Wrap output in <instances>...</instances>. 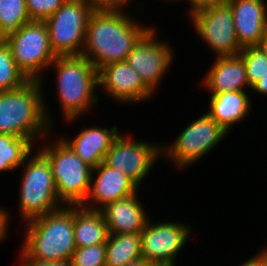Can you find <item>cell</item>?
<instances>
[{
    "label": "cell",
    "mask_w": 267,
    "mask_h": 266,
    "mask_svg": "<svg viewBox=\"0 0 267 266\" xmlns=\"http://www.w3.org/2000/svg\"><path fill=\"white\" fill-rule=\"evenodd\" d=\"M188 18L196 35L214 52V57L235 56L242 50L228 3L204 8Z\"/></svg>",
    "instance_id": "12"
},
{
    "label": "cell",
    "mask_w": 267,
    "mask_h": 266,
    "mask_svg": "<svg viewBox=\"0 0 267 266\" xmlns=\"http://www.w3.org/2000/svg\"><path fill=\"white\" fill-rule=\"evenodd\" d=\"M129 6L96 7L91 13L81 55L98 71L104 65L125 61L138 40L153 26L141 24Z\"/></svg>",
    "instance_id": "1"
},
{
    "label": "cell",
    "mask_w": 267,
    "mask_h": 266,
    "mask_svg": "<svg viewBox=\"0 0 267 266\" xmlns=\"http://www.w3.org/2000/svg\"><path fill=\"white\" fill-rule=\"evenodd\" d=\"M95 8L87 0H66L45 20L51 50L55 56L81 55L88 20Z\"/></svg>",
    "instance_id": "9"
},
{
    "label": "cell",
    "mask_w": 267,
    "mask_h": 266,
    "mask_svg": "<svg viewBox=\"0 0 267 266\" xmlns=\"http://www.w3.org/2000/svg\"><path fill=\"white\" fill-rule=\"evenodd\" d=\"M24 225V240L20 251L27 258L39 261H70L76 249L74 205H64Z\"/></svg>",
    "instance_id": "4"
},
{
    "label": "cell",
    "mask_w": 267,
    "mask_h": 266,
    "mask_svg": "<svg viewBox=\"0 0 267 266\" xmlns=\"http://www.w3.org/2000/svg\"><path fill=\"white\" fill-rule=\"evenodd\" d=\"M92 2L96 7H107V0H87Z\"/></svg>",
    "instance_id": "36"
},
{
    "label": "cell",
    "mask_w": 267,
    "mask_h": 266,
    "mask_svg": "<svg viewBox=\"0 0 267 266\" xmlns=\"http://www.w3.org/2000/svg\"><path fill=\"white\" fill-rule=\"evenodd\" d=\"M98 87L102 89V94L109 96L117 104L121 103V106L128 103L144 104L156 96L126 61L109 63L100 68Z\"/></svg>",
    "instance_id": "14"
},
{
    "label": "cell",
    "mask_w": 267,
    "mask_h": 266,
    "mask_svg": "<svg viewBox=\"0 0 267 266\" xmlns=\"http://www.w3.org/2000/svg\"><path fill=\"white\" fill-rule=\"evenodd\" d=\"M248 91H229L210 93L207 113L226 131L234 125L243 123L252 111L251 95Z\"/></svg>",
    "instance_id": "20"
},
{
    "label": "cell",
    "mask_w": 267,
    "mask_h": 266,
    "mask_svg": "<svg viewBox=\"0 0 267 266\" xmlns=\"http://www.w3.org/2000/svg\"><path fill=\"white\" fill-rule=\"evenodd\" d=\"M4 41L25 76L29 80H40L45 86L48 67L56 58L51 50L45 21L31 20Z\"/></svg>",
    "instance_id": "8"
},
{
    "label": "cell",
    "mask_w": 267,
    "mask_h": 266,
    "mask_svg": "<svg viewBox=\"0 0 267 266\" xmlns=\"http://www.w3.org/2000/svg\"><path fill=\"white\" fill-rule=\"evenodd\" d=\"M263 249L260 250V252H258L266 261L267 263V246H262Z\"/></svg>",
    "instance_id": "38"
},
{
    "label": "cell",
    "mask_w": 267,
    "mask_h": 266,
    "mask_svg": "<svg viewBox=\"0 0 267 266\" xmlns=\"http://www.w3.org/2000/svg\"><path fill=\"white\" fill-rule=\"evenodd\" d=\"M75 137L59 136L80 159L92 168H96L104 162L106 153L110 149L113 141L120 134L117 125L111 128L99 126H86L80 128Z\"/></svg>",
    "instance_id": "17"
},
{
    "label": "cell",
    "mask_w": 267,
    "mask_h": 266,
    "mask_svg": "<svg viewBox=\"0 0 267 266\" xmlns=\"http://www.w3.org/2000/svg\"><path fill=\"white\" fill-rule=\"evenodd\" d=\"M36 146L27 138L0 134V173L20 168Z\"/></svg>",
    "instance_id": "23"
},
{
    "label": "cell",
    "mask_w": 267,
    "mask_h": 266,
    "mask_svg": "<svg viewBox=\"0 0 267 266\" xmlns=\"http://www.w3.org/2000/svg\"><path fill=\"white\" fill-rule=\"evenodd\" d=\"M157 27L153 25L134 45L126 62L139 74L144 84L155 94L161 81L170 71L174 50L169 41L158 40Z\"/></svg>",
    "instance_id": "13"
},
{
    "label": "cell",
    "mask_w": 267,
    "mask_h": 266,
    "mask_svg": "<svg viewBox=\"0 0 267 266\" xmlns=\"http://www.w3.org/2000/svg\"><path fill=\"white\" fill-rule=\"evenodd\" d=\"M125 266H154V265L146 262L144 259L141 258V259L132 261V262L126 264Z\"/></svg>",
    "instance_id": "35"
},
{
    "label": "cell",
    "mask_w": 267,
    "mask_h": 266,
    "mask_svg": "<svg viewBox=\"0 0 267 266\" xmlns=\"http://www.w3.org/2000/svg\"><path fill=\"white\" fill-rule=\"evenodd\" d=\"M54 68L57 99L66 125L80 121L99 105L98 71L82 55L56 56L48 71ZM68 123V124H67Z\"/></svg>",
    "instance_id": "3"
},
{
    "label": "cell",
    "mask_w": 267,
    "mask_h": 266,
    "mask_svg": "<svg viewBox=\"0 0 267 266\" xmlns=\"http://www.w3.org/2000/svg\"><path fill=\"white\" fill-rule=\"evenodd\" d=\"M239 266H267V263L264 258L257 253L249 259L244 260V262L242 264L240 263Z\"/></svg>",
    "instance_id": "33"
},
{
    "label": "cell",
    "mask_w": 267,
    "mask_h": 266,
    "mask_svg": "<svg viewBox=\"0 0 267 266\" xmlns=\"http://www.w3.org/2000/svg\"><path fill=\"white\" fill-rule=\"evenodd\" d=\"M132 1V2H131ZM135 0H107V7L110 6H130Z\"/></svg>",
    "instance_id": "34"
},
{
    "label": "cell",
    "mask_w": 267,
    "mask_h": 266,
    "mask_svg": "<svg viewBox=\"0 0 267 266\" xmlns=\"http://www.w3.org/2000/svg\"><path fill=\"white\" fill-rule=\"evenodd\" d=\"M140 189L130 177L101 162L92 170L90 191L82 206L100 210L108 203L129 197Z\"/></svg>",
    "instance_id": "15"
},
{
    "label": "cell",
    "mask_w": 267,
    "mask_h": 266,
    "mask_svg": "<svg viewBox=\"0 0 267 266\" xmlns=\"http://www.w3.org/2000/svg\"><path fill=\"white\" fill-rule=\"evenodd\" d=\"M140 190L123 199L108 203L100 209L109 234L141 233L150 218L144 203L140 201ZM139 197V198H138Z\"/></svg>",
    "instance_id": "19"
},
{
    "label": "cell",
    "mask_w": 267,
    "mask_h": 266,
    "mask_svg": "<svg viewBox=\"0 0 267 266\" xmlns=\"http://www.w3.org/2000/svg\"><path fill=\"white\" fill-rule=\"evenodd\" d=\"M162 1H163V0H162ZM164 1H166V2L168 1V3H170V2L173 3L174 1H175V2H179V1H182V0H164Z\"/></svg>",
    "instance_id": "39"
},
{
    "label": "cell",
    "mask_w": 267,
    "mask_h": 266,
    "mask_svg": "<svg viewBox=\"0 0 267 266\" xmlns=\"http://www.w3.org/2000/svg\"><path fill=\"white\" fill-rule=\"evenodd\" d=\"M29 21L25 0H0V38L3 41Z\"/></svg>",
    "instance_id": "24"
},
{
    "label": "cell",
    "mask_w": 267,
    "mask_h": 266,
    "mask_svg": "<svg viewBox=\"0 0 267 266\" xmlns=\"http://www.w3.org/2000/svg\"><path fill=\"white\" fill-rule=\"evenodd\" d=\"M18 252L21 261L19 266H72L70 261H39L27 258L21 251Z\"/></svg>",
    "instance_id": "30"
},
{
    "label": "cell",
    "mask_w": 267,
    "mask_h": 266,
    "mask_svg": "<svg viewBox=\"0 0 267 266\" xmlns=\"http://www.w3.org/2000/svg\"><path fill=\"white\" fill-rule=\"evenodd\" d=\"M20 168L23 170L20 171L17 210L21 222L26 223L64 206L56 194L50 163L38 149L27 156Z\"/></svg>",
    "instance_id": "6"
},
{
    "label": "cell",
    "mask_w": 267,
    "mask_h": 266,
    "mask_svg": "<svg viewBox=\"0 0 267 266\" xmlns=\"http://www.w3.org/2000/svg\"><path fill=\"white\" fill-rule=\"evenodd\" d=\"M160 158L162 143L143 139L138 141L131 133H120L106 153L104 163L121 171L142 188L141 184L148 178Z\"/></svg>",
    "instance_id": "11"
},
{
    "label": "cell",
    "mask_w": 267,
    "mask_h": 266,
    "mask_svg": "<svg viewBox=\"0 0 267 266\" xmlns=\"http://www.w3.org/2000/svg\"><path fill=\"white\" fill-rule=\"evenodd\" d=\"M29 79L17 67L10 47L2 41L0 43V92L22 87Z\"/></svg>",
    "instance_id": "25"
},
{
    "label": "cell",
    "mask_w": 267,
    "mask_h": 266,
    "mask_svg": "<svg viewBox=\"0 0 267 266\" xmlns=\"http://www.w3.org/2000/svg\"><path fill=\"white\" fill-rule=\"evenodd\" d=\"M107 224L100 210L74 205V238L76 248L107 242Z\"/></svg>",
    "instance_id": "21"
},
{
    "label": "cell",
    "mask_w": 267,
    "mask_h": 266,
    "mask_svg": "<svg viewBox=\"0 0 267 266\" xmlns=\"http://www.w3.org/2000/svg\"><path fill=\"white\" fill-rule=\"evenodd\" d=\"M258 46L263 50V52L267 58V37H265Z\"/></svg>",
    "instance_id": "37"
},
{
    "label": "cell",
    "mask_w": 267,
    "mask_h": 266,
    "mask_svg": "<svg viewBox=\"0 0 267 266\" xmlns=\"http://www.w3.org/2000/svg\"><path fill=\"white\" fill-rule=\"evenodd\" d=\"M189 4L188 14L191 15L204 8L226 4L228 0H182Z\"/></svg>",
    "instance_id": "29"
},
{
    "label": "cell",
    "mask_w": 267,
    "mask_h": 266,
    "mask_svg": "<svg viewBox=\"0 0 267 266\" xmlns=\"http://www.w3.org/2000/svg\"><path fill=\"white\" fill-rule=\"evenodd\" d=\"M251 92H254L255 94H260L261 96L264 95L263 97L266 96L267 98V75L259 79L252 87H251Z\"/></svg>",
    "instance_id": "32"
},
{
    "label": "cell",
    "mask_w": 267,
    "mask_h": 266,
    "mask_svg": "<svg viewBox=\"0 0 267 266\" xmlns=\"http://www.w3.org/2000/svg\"><path fill=\"white\" fill-rule=\"evenodd\" d=\"M43 90L40 80H29L20 88L0 92V134L27 138L37 146L56 129Z\"/></svg>",
    "instance_id": "2"
},
{
    "label": "cell",
    "mask_w": 267,
    "mask_h": 266,
    "mask_svg": "<svg viewBox=\"0 0 267 266\" xmlns=\"http://www.w3.org/2000/svg\"><path fill=\"white\" fill-rule=\"evenodd\" d=\"M12 213L8 210V208H5L1 205L0 207V243H2L4 240L8 238V234L10 233V222L12 219H10Z\"/></svg>",
    "instance_id": "31"
},
{
    "label": "cell",
    "mask_w": 267,
    "mask_h": 266,
    "mask_svg": "<svg viewBox=\"0 0 267 266\" xmlns=\"http://www.w3.org/2000/svg\"><path fill=\"white\" fill-rule=\"evenodd\" d=\"M233 14L239 45L258 46L267 37V2L265 0H228Z\"/></svg>",
    "instance_id": "16"
},
{
    "label": "cell",
    "mask_w": 267,
    "mask_h": 266,
    "mask_svg": "<svg viewBox=\"0 0 267 266\" xmlns=\"http://www.w3.org/2000/svg\"><path fill=\"white\" fill-rule=\"evenodd\" d=\"M105 248V266H125L142 258L141 233L109 234Z\"/></svg>",
    "instance_id": "22"
},
{
    "label": "cell",
    "mask_w": 267,
    "mask_h": 266,
    "mask_svg": "<svg viewBox=\"0 0 267 266\" xmlns=\"http://www.w3.org/2000/svg\"><path fill=\"white\" fill-rule=\"evenodd\" d=\"M238 55L245 64L250 87L267 75V58L259 46L244 47Z\"/></svg>",
    "instance_id": "26"
},
{
    "label": "cell",
    "mask_w": 267,
    "mask_h": 266,
    "mask_svg": "<svg viewBox=\"0 0 267 266\" xmlns=\"http://www.w3.org/2000/svg\"><path fill=\"white\" fill-rule=\"evenodd\" d=\"M31 20L45 21L53 15L66 0H25Z\"/></svg>",
    "instance_id": "28"
},
{
    "label": "cell",
    "mask_w": 267,
    "mask_h": 266,
    "mask_svg": "<svg viewBox=\"0 0 267 266\" xmlns=\"http://www.w3.org/2000/svg\"><path fill=\"white\" fill-rule=\"evenodd\" d=\"M70 262L72 266H105V243L76 248Z\"/></svg>",
    "instance_id": "27"
},
{
    "label": "cell",
    "mask_w": 267,
    "mask_h": 266,
    "mask_svg": "<svg viewBox=\"0 0 267 266\" xmlns=\"http://www.w3.org/2000/svg\"><path fill=\"white\" fill-rule=\"evenodd\" d=\"M193 228L185 222L148 219L141 231L142 259L154 266H176Z\"/></svg>",
    "instance_id": "10"
},
{
    "label": "cell",
    "mask_w": 267,
    "mask_h": 266,
    "mask_svg": "<svg viewBox=\"0 0 267 266\" xmlns=\"http://www.w3.org/2000/svg\"><path fill=\"white\" fill-rule=\"evenodd\" d=\"M213 60L200 82L208 94L251 90L245 64L239 55L215 57Z\"/></svg>",
    "instance_id": "18"
},
{
    "label": "cell",
    "mask_w": 267,
    "mask_h": 266,
    "mask_svg": "<svg viewBox=\"0 0 267 266\" xmlns=\"http://www.w3.org/2000/svg\"><path fill=\"white\" fill-rule=\"evenodd\" d=\"M51 134L44 137L42 143L38 142L36 149L50 163L59 201L65 206L82 205L90 191L93 168L84 163L59 136L55 141L51 139Z\"/></svg>",
    "instance_id": "5"
},
{
    "label": "cell",
    "mask_w": 267,
    "mask_h": 266,
    "mask_svg": "<svg viewBox=\"0 0 267 266\" xmlns=\"http://www.w3.org/2000/svg\"><path fill=\"white\" fill-rule=\"evenodd\" d=\"M228 134L206 111L192 119L173 141L162 144V157L172 162V167L178 171L188 170L214 150L220 141H225Z\"/></svg>",
    "instance_id": "7"
}]
</instances>
